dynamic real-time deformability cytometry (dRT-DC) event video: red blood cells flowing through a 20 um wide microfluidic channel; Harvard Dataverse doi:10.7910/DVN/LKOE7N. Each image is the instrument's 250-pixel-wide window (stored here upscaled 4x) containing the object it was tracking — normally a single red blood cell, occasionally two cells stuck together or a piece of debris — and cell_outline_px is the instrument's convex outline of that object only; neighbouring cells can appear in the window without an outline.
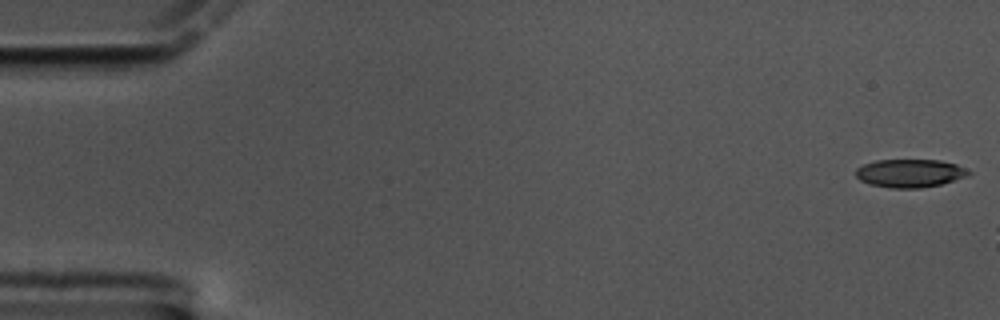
{"species": "common noctule bat (a hibernating species)", "species_latin": "Nyctalus noctula", "temperature_condition": "cold", "stored_images_in_passage": 8, "camera_frame_rate_fps": 3000, "um_per_image_px": 0.085, "animal": {"sex": "male", "body_mass_g": 17.5, "forearm_length_mm": 52.3}, "frame": {"image": 1, "passage_image": 1, "time_ms": 0.0, "image_size_px": [1000, 320], "cell_outline_px": [[972, 172], [968, 176], [940, 184], [920, 188], [892, 188], [868, 184], [860, 180], [856, 176], [856, 168], [864, 164], [876, 160], [940, 160], [956, 164]], "centroid_in_image_um": [77.33, 14.72], "position_along_channel_um": 7.7, "area_um2": 18.5}}